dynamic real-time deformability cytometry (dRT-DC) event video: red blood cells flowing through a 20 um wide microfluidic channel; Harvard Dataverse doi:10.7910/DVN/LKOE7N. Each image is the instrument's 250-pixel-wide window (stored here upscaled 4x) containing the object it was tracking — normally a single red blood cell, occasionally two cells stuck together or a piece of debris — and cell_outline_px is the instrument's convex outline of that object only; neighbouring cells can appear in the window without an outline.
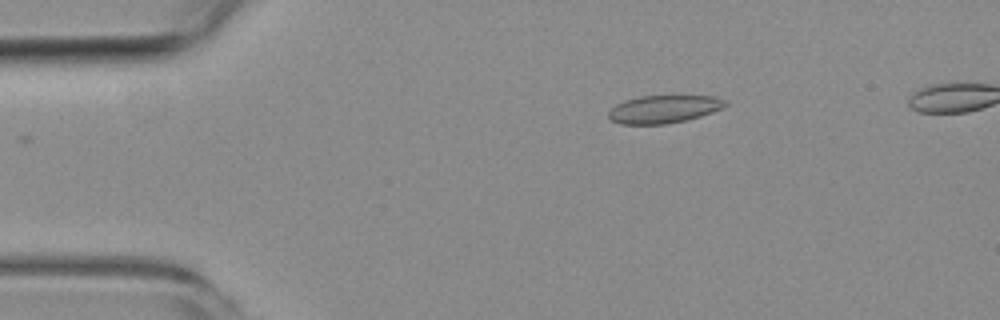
{"species": "common noctule bat (a hibernating species)", "species_latin": "Nyctalus noctula", "temperature_condition": "room temperature", "stored_images_in_passage": 5, "camera_frame_rate_fps": 3000, "um_per_image_px": 0.085, "animal": {"sex": "female", "body_mass_g": 19.3, "forearm_length_mm": 54.1}, "frame": {"image": 1, "passage_image": 3, "time_ms": 2.333, "image_size_px": [1000, 320], "cell_outline_px": [[728, 104], [712, 112], [700, 116], [684, 120], [664, 124], [620, 124], [612, 120], [608, 116], [608, 112], [616, 104], [624, 100], [640, 96], [716, 96], [728, 100]], "centroid_in_image_um": [56.42, 9.27], "position_along_channel_um": 28.6, "area_um2": 18.84}}